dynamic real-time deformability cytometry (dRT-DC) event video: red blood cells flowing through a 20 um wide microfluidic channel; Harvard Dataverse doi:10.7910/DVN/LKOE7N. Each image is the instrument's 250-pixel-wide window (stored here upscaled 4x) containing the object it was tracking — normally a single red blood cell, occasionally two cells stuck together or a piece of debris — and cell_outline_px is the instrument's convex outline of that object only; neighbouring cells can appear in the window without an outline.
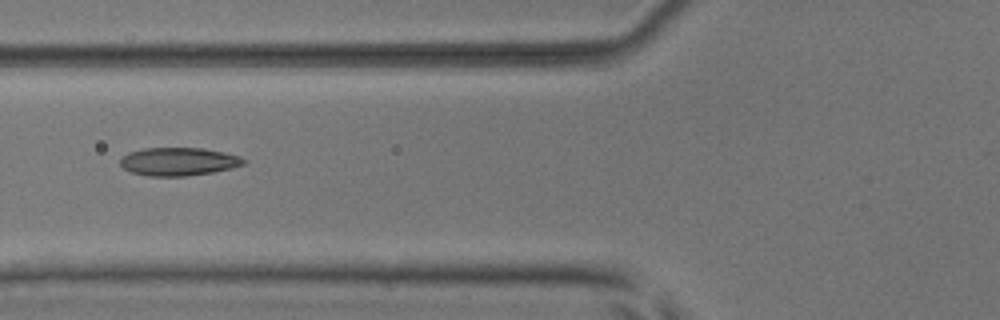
{"species": "common noctule bat (a hibernating species)", "species_latin": "Nyctalus noctula", "temperature_condition": "room temperature", "stored_images_in_passage": 7, "camera_frame_rate_fps": 3000, "um_per_image_px": 0.085, "animal": {"sex": "male", "body_mass_g": 17.9, "forearm_length_mm": 54.2}, "frame": {"image": 1, "passage_image": 6, "time_ms": 6.0, "image_size_px": [1000, 320], "cell_outline_px": [[248, 160], [244, 164], [232, 168], [212, 172], [184, 176], [148, 176], [132, 172], [124, 168], [120, 164], [120, 160], [128, 152], [144, 148], [204, 148], [224, 152], [240, 156]], "centroid_in_image_um": [15.2, 13.73], "position_along_channel_um": 110.6, "area_um2": 20.23}}
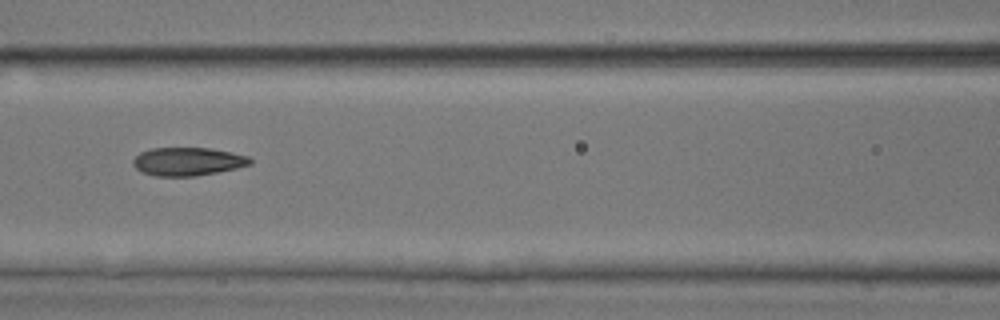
{"frame": {"image": 2, "passage_image": 7, "time_ms": 7.0, "image_size_px": [1000, 320], "cell_outline_px": [[252, 164], [236, 168], [196, 176], [156, 176], [140, 172], [132, 164], [132, 160], [140, 152], [152, 148], [208, 148], [232, 152], [248, 156], [252, 160]], "centroid_in_image_um": [15.94, 13.73], "position_along_channel_um": 150.7, "area_um2": 19.31}}